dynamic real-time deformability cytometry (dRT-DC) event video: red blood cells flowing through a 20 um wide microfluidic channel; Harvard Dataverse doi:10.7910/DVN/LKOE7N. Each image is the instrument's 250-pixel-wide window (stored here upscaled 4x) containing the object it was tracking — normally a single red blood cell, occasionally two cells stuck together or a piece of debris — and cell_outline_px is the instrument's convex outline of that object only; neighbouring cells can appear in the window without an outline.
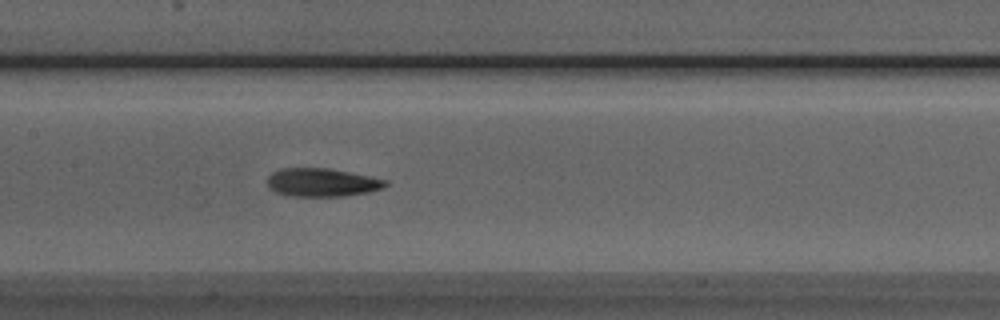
{"species": "Egyptian fruit bat (a non-hibernating species)", "species_latin": "Rousettus aegyptiacus", "temperature_condition": "room temperature", "stored_images_in_passage": 23, "camera_frame_rate_fps": 3000, "um_per_image_px": 0.085, "animal": {"sex": "male"}, "frame": {"image": 1, "passage_image": 12, "time_ms": 3.667, "image_size_px": [1000, 320], "cell_outline_px": [[388, 184], [384, 188], [368, 192], [344, 196], [288, 196], [276, 192], [268, 188], [268, 176], [272, 172], [280, 168], [328, 168], [388, 180]], "centroid_in_image_um": [27.35, 15.51], "position_along_channel_um": 180.0, "area_um2": 19.54}}